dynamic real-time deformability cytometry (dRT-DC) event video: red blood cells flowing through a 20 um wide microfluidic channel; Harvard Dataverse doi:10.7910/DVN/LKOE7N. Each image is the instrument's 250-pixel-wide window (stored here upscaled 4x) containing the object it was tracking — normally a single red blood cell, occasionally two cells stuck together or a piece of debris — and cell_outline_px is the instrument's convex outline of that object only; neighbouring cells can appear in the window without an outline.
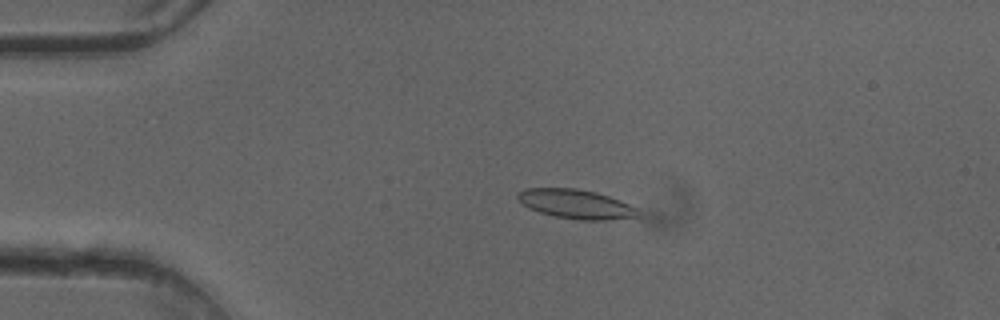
{"species": "common noctule bat (a hibernating species)", "species_latin": "Nyctalus noctula", "temperature_condition": "cold", "stored_images_in_passage": 30, "camera_frame_rate_fps": 3000, "um_per_image_px": 0.085, "animal": {"sex": "female"}, "frame": {"image": 1, "passage_image": 1, "time_ms": 0.0, "image_size_px": [1000, 320], "cell_outline_px": [[640, 216], [604, 220], [576, 220], [556, 216], [540, 212], [528, 208], [516, 196], [520, 192], [528, 188], [576, 188], [596, 192], [620, 200], [640, 208]], "centroid_in_image_um": [49.02, 17.35], "position_along_channel_um": 36.0, "area_um2": 20.46}}
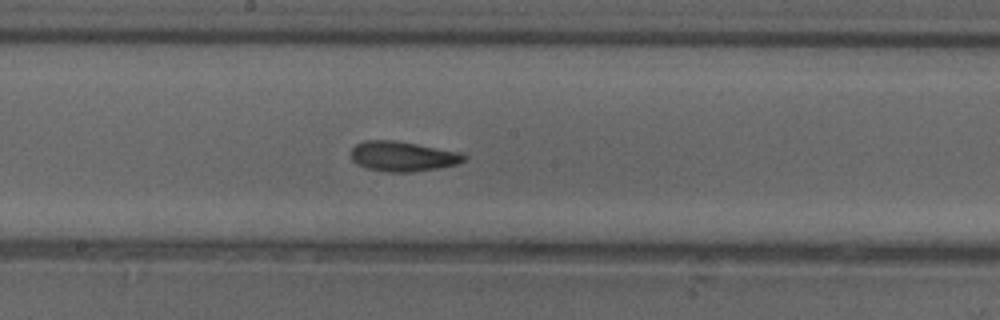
{"frame": {"image": 2, "passage_image": 17, "time_ms": 5.333, "image_size_px": [1000, 320], "cell_outline_px": [[468, 156], [464, 160], [456, 164], [440, 168], [412, 172], [388, 172], [368, 168], [356, 164], [352, 160], [352, 148], [356, 144], [364, 140], [392, 140], [416, 144], [460, 152]], "centroid_in_image_um": [34.23, 13.29], "position_along_channel_um": 214.0, "area_um2": 19.65}}
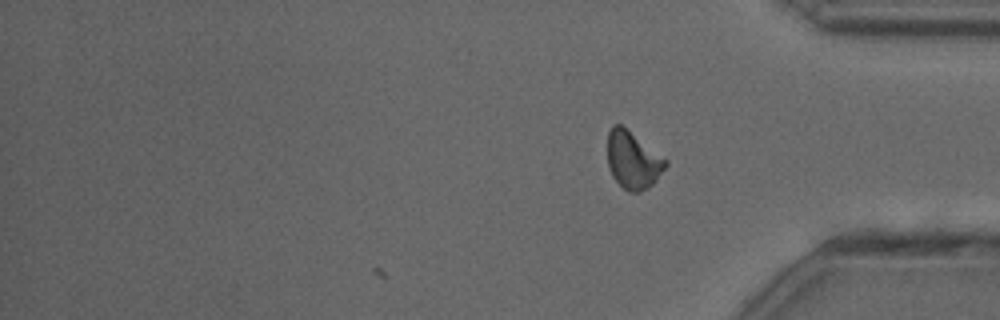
{"frame": {"image": 3, "passage_image": 30, "time_ms": 9.667, "image_size_px": [1000, 320], "cell_outline_px": [[668, 164], [656, 180], [648, 188], [640, 192], [628, 192], [612, 176], [608, 168], [608, 132], [612, 124], [620, 124], [668, 160]], "centroid_in_image_um": [53.79, 13.62], "position_along_channel_um": 381.4, "area_um2": 19.31}, "authors_computed_cell_mechanics": {"area_um2": 19.1896, "velocity_mm_per_s": 4.071, "shape_relaxation_time_tau1_ms": 5.9638, "shape_relaxation_time_tau2_ms": 2.5248, "deformation_change_tau1": 0.1451, "deformation_change_tau2": 0.0914}}